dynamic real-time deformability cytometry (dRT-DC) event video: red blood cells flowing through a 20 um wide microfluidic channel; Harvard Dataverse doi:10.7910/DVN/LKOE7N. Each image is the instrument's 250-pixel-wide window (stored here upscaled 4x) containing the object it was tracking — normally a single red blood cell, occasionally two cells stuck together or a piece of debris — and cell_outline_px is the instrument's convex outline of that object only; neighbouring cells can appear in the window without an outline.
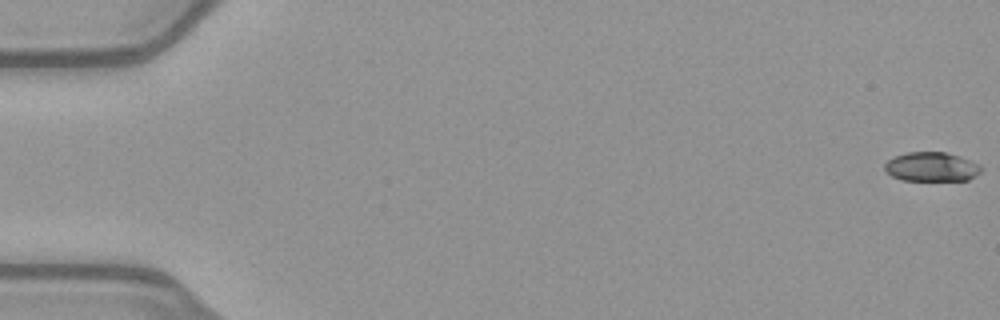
{"species": "common noctule bat (a hibernating species)", "species_latin": "Nyctalus noctula", "temperature_condition": "warm", "stored_images_in_passage": 53, "camera_frame_rate_fps": 3000, "um_per_image_px": 0.085, "animal": {"sex": "female", "body_mass_g": 21.9}, "frame": {"image": 1, "passage_image": 1, "time_ms": 0.0, "image_size_px": [1000, 320], "cell_outline_px": [[980, 172], [976, 176], [968, 180], [900, 180], [892, 176], [884, 168], [884, 164], [888, 160], [896, 156], [908, 152], [944, 152], [960, 156], [976, 164], [980, 168]], "centroid_in_image_um": [79.15, 14.18], "position_along_channel_um": 5.9, "area_um2": 16.18}}
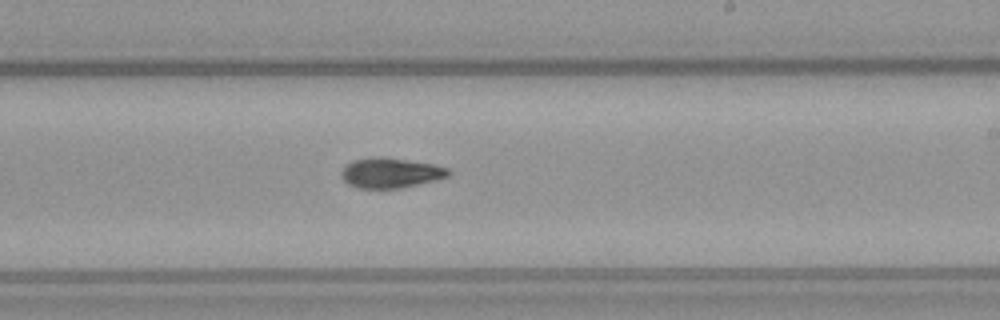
{"frame": {"image": 2, "passage_image": 32, "time_ms": 10.333, "image_size_px": [1000, 320], "cell_outline_px": [[452, 172], [448, 176], [436, 180], [400, 188], [356, 188], [348, 184], [340, 176], [340, 172], [344, 164], [352, 160], [380, 156], [432, 164], [448, 168]], "centroid_in_image_um": [33.15, 14.69], "position_along_channel_um": 255.9, "area_um2": 18.84}}
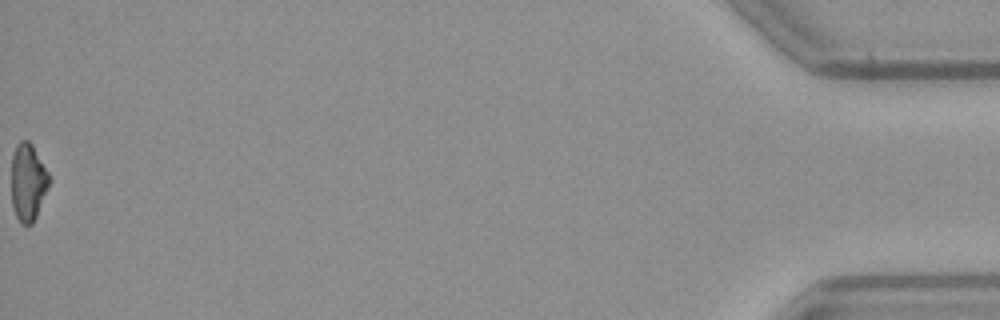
{"frame": {"image": 3, "passage_image": 53, "time_ms": 17.333, "image_size_px": [1000, 320], "cell_outline_px": [[48, 188], [36, 216], [32, 224], [28, 228], [20, 224], [16, 216], [12, 204], [12, 156], [16, 144], [20, 140], [28, 140], [32, 144], [48, 172]], "centroid_in_image_um": [2.36, 15.51], "position_along_channel_um": 432.8, "area_um2": 16.99}, "authors_computed_cell_mechanics": {"area_um2": 18.0336, "velocity_mm_per_s": 4.0238, "shape_relaxation_time_tau1_ms": null, "shape_relaxation_time_tau2_ms": 5.6081, "deformation_change_tau1": null, "deformation_change_tau2": 0.1287}}